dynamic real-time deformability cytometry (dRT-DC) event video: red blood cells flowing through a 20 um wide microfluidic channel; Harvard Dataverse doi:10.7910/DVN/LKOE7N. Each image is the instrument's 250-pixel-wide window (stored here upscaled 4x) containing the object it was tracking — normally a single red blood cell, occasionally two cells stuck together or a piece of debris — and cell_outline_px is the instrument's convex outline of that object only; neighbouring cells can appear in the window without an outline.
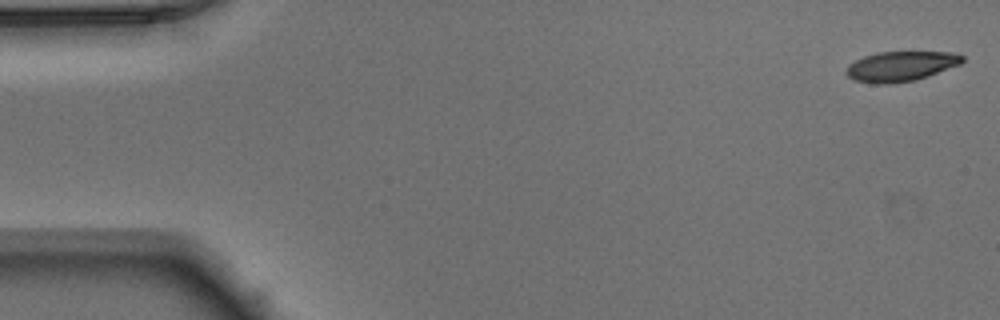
{"species": "Egyptian fruit bat (a non-hibernating species)", "species_latin": "Rousettus aegyptiacus", "temperature_condition": "warm", "stored_images_in_passage": 51, "camera_frame_rate_fps": 3000, "um_per_image_px": 0.085, "animal": {"sex": "male"}, "frame": {"image": 1, "passage_image": 1, "time_ms": 0.0, "image_size_px": [1000, 320], "cell_outline_px": [[964, 60], [960, 64], [928, 76], [916, 80], [892, 84], [872, 84], [852, 80], [844, 72], [848, 64], [864, 56], [880, 52], [956, 52], [964, 56]], "centroid_in_image_um": [76.54, 5.64], "position_along_channel_um": 8.5, "area_um2": 20.52}}
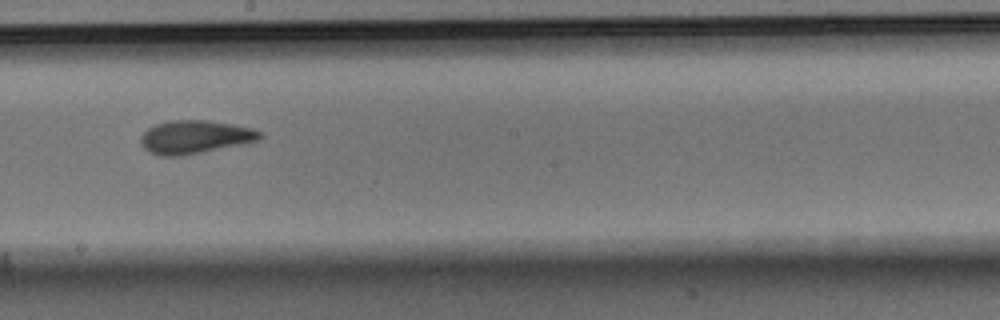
{"frame": {"image": 2, "passage_image": 28, "time_ms": 9.0, "image_size_px": [1000, 320], "cell_outline_px": [[264, 136], [260, 140], [180, 156], [160, 156], [148, 152], [140, 144], [140, 136], [148, 128], [156, 124], [168, 120], [208, 120], [232, 124], [252, 128], [260, 132]], "centroid_in_image_um": [16.53, 11.64], "position_along_channel_um": 231.7, "area_um2": 23.06}}
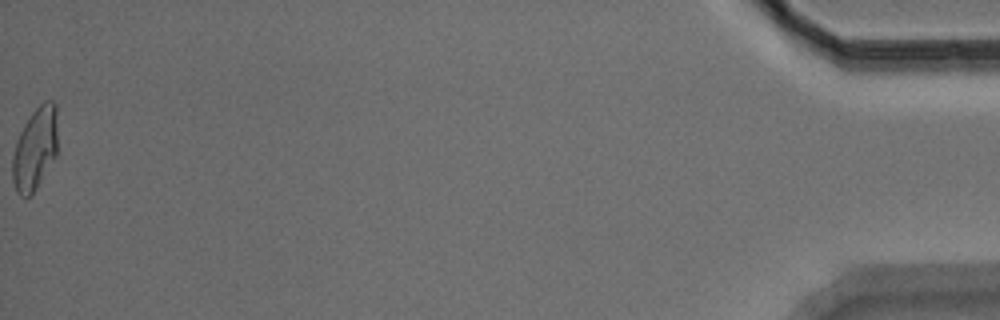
{"frame": {"image": 3, "passage_image": 51, "time_ms": 16.667, "image_size_px": [1000, 320], "cell_outline_px": [[56, 156], [36, 188], [28, 196], [20, 196], [16, 192], [12, 180], [12, 156], [16, 140], [24, 124], [32, 112], [44, 100], [52, 100], [56, 104]], "centroid_in_image_um": [2.96, 12.63], "position_along_channel_um": 432.2, "area_um2": 21.62}, "authors_computed_cell_mechanics": {"area_um2": 21.964, "velocity_mm_per_s": 3.952, "shape_relaxation_time_tau1_ms": 5.3567, "shape_relaxation_time_tau2_ms": 1.7984, "deformation_change_tau1": 0.2217, "deformation_change_tau2": 0.0938}}